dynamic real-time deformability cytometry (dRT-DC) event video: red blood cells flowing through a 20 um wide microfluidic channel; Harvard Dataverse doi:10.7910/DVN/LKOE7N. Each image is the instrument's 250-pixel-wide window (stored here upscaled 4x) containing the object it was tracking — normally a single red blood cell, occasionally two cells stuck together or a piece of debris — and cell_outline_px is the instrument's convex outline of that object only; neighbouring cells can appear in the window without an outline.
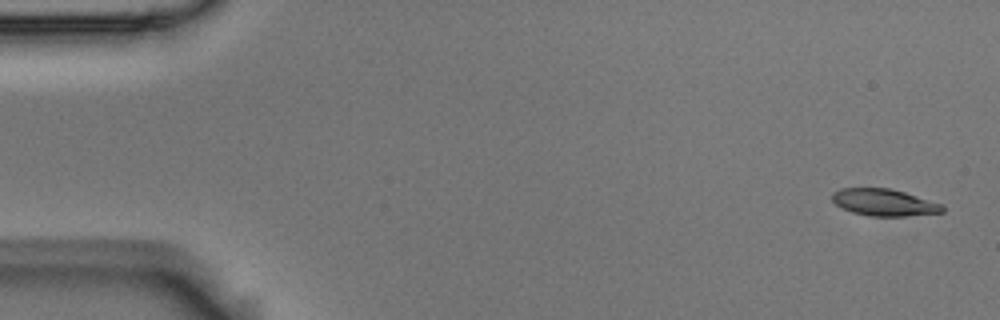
{"species": "Egyptian fruit bat (a non-hibernating species)", "species_latin": "Rousettus aegyptiacus", "temperature_condition": "room temperature", "stored_images_in_passage": 4, "camera_frame_rate_fps": 3000, "um_per_image_px": 0.085, "animal": {"sex": "male"}, "frame": {"image": 1, "passage_image": 1, "time_ms": 0.0, "image_size_px": [1000, 320], "cell_outline_px": [[944, 212], [904, 216], [872, 216], [852, 212], [836, 204], [832, 200], [832, 192], [840, 188], [892, 188], [944, 204]], "centroid_in_image_um": [75.17, 17.19], "position_along_channel_um": 9.8, "area_um2": 17.34}}
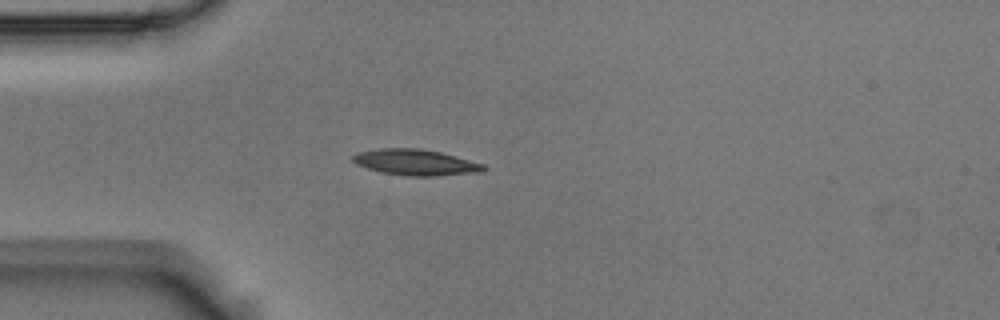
{"frame": {"image": 2, "passage_image": 4, "time_ms": 1.0, "image_size_px": [1000, 320], "cell_outline_px": [[488, 168], [484, 172], [436, 176], [408, 176], [380, 172], [356, 164], [352, 160], [352, 156], [360, 152], [380, 148], [420, 148], [440, 152], [456, 156], [484, 164]], "centroid_in_image_um": [35.37, 13.8], "position_along_channel_um": 49.6, "area_um2": 19.88}}